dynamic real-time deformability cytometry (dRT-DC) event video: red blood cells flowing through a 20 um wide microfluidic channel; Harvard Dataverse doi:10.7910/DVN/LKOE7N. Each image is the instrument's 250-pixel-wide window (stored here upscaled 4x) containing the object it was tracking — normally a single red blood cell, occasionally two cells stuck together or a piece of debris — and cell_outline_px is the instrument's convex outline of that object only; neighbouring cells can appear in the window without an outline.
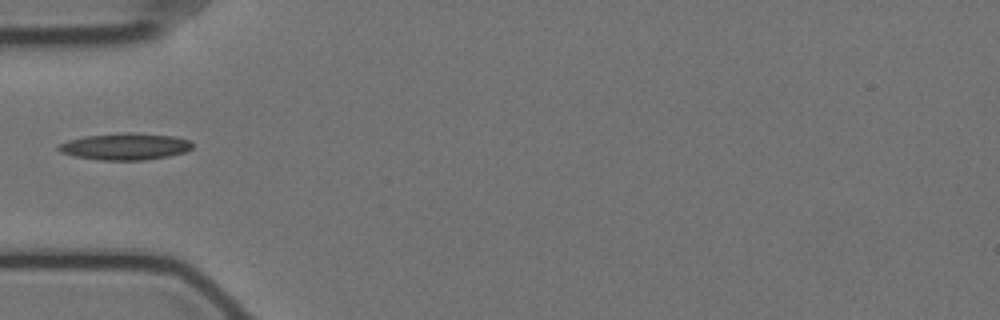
{"species": "Egyptian fruit bat (a non-hibernating species)", "species_latin": "Rousettus aegyptiacus", "temperature_condition": "cold", "stored_images_in_passage": 40, "camera_frame_rate_fps": 3000, "um_per_image_px": 0.085, "animal": {"sex": "female"}, "frame": {"image": 1, "passage_image": 1, "time_ms": 0.0, "image_size_px": [1000, 320], "cell_outline_px": [[192, 148], [184, 152], [168, 156], [144, 160], [100, 160], [76, 156], [60, 152], [56, 148], [60, 144], [68, 140], [84, 136], [120, 132], [132, 132], [176, 136], [192, 140]], "centroid_in_image_um": [10.66, 12.43], "position_along_channel_um": 74.3, "area_um2": 21.04}}
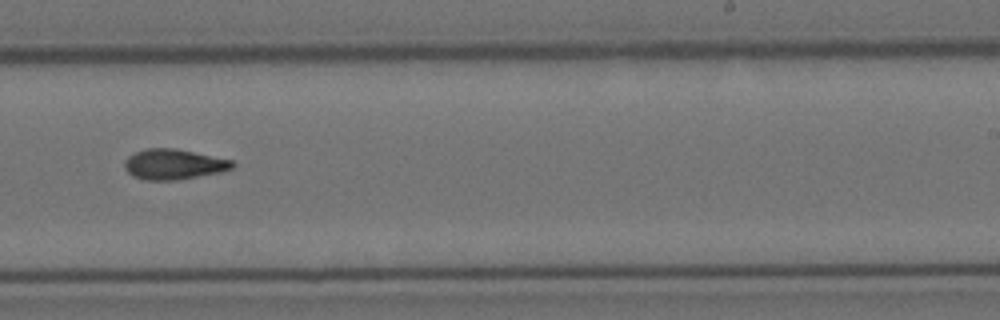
{"frame": {"image": 2, "passage_image": 18, "time_ms": 5.667, "image_size_px": [1000, 320], "cell_outline_px": [[236, 164], [232, 168], [220, 172], [180, 180], [144, 180], [132, 176], [124, 168], [124, 160], [128, 156], [136, 152], [148, 148], [176, 148], [232, 160]], "centroid_in_image_um": [14.75, 13.97], "position_along_channel_um": 274.3, "area_um2": 19.19}}
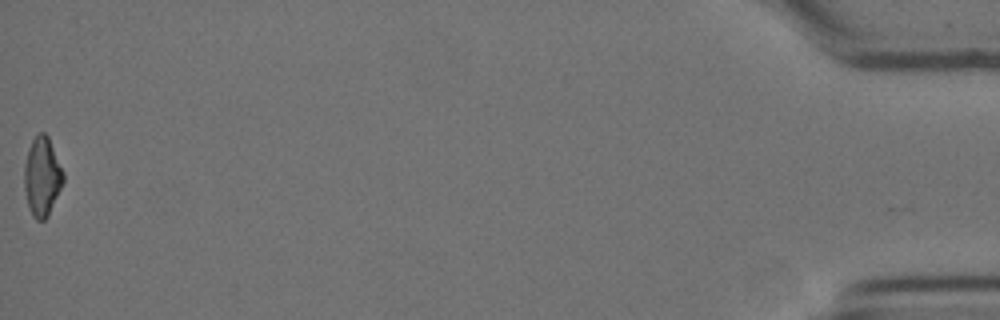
{"frame": {"image": 3, "passage_image": 40, "time_ms": 13.0, "image_size_px": [1000, 320], "cell_outline_px": [[64, 180], [48, 216], [44, 220], [36, 220], [32, 216], [28, 208], [24, 188], [24, 164], [28, 148], [32, 140], [40, 132], [44, 132], [48, 136], [64, 172]], "centroid_in_image_um": [3.56, 15.02], "position_along_channel_um": 431.6, "area_um2": 18.03}}